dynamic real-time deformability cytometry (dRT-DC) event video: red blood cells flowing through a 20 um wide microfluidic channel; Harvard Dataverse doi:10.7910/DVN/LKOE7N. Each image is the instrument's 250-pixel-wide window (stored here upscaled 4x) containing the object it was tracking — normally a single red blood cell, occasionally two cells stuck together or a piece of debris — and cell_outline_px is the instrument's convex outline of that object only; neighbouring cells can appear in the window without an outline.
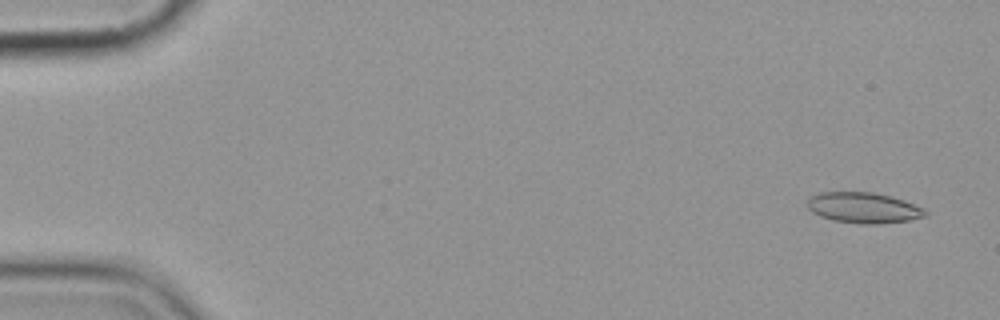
{"species": "common noctule bat (a hibernating species)", "species_latin": "Nyctalus noctula", "temperature_condition": "cold", "stored_images_in_passage": 5, "camera_frame_rate_fps": 3000, "um_per_image_px": 0.085, "animal": {"sex": "female", "body_mass_g": 19.9}, "frame": {"image": 1, "passage_image": 1, "time_ms": 0.0, "image_size_px": [1000, 320], "cell_outline_px": [[928, 216], [908, 220], [880, 224], [864, 224], [832, 220], [820, 216], [812, 212], [804, 204], [808, 196], [820, 192], [872, 192], [892, 196], [904, 200], [924, 208], [928, 212]], "centroid_in_image_um": [73.37, 17.65], "position_along_channel_um": 11.6, "area_um2": 21.44}}
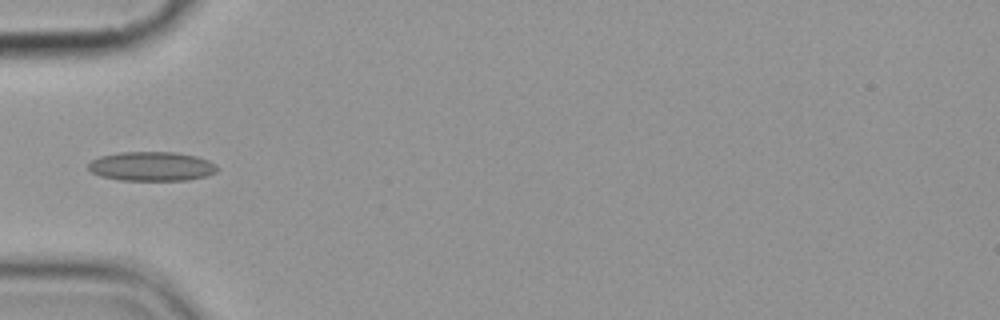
{"frame": {"image": 2, "passage_image": 5, "time_ms": 5.333, "image_size_px": [1000, 320], "cell_outline_px": [[220, 168], [216, 172], [204, 176], [188, 180], [120, 180], [100, 176], [92, 172], [88, 168], [88, 164], [92, 160], [100, 156], [116, 152], [176, 152], [196, 156], [208, 160], [216, 164]], "centroid_in_image_um": [12.89, 14.13], "position_along_channel_um": 72.1, "area_um2": 22.08}}